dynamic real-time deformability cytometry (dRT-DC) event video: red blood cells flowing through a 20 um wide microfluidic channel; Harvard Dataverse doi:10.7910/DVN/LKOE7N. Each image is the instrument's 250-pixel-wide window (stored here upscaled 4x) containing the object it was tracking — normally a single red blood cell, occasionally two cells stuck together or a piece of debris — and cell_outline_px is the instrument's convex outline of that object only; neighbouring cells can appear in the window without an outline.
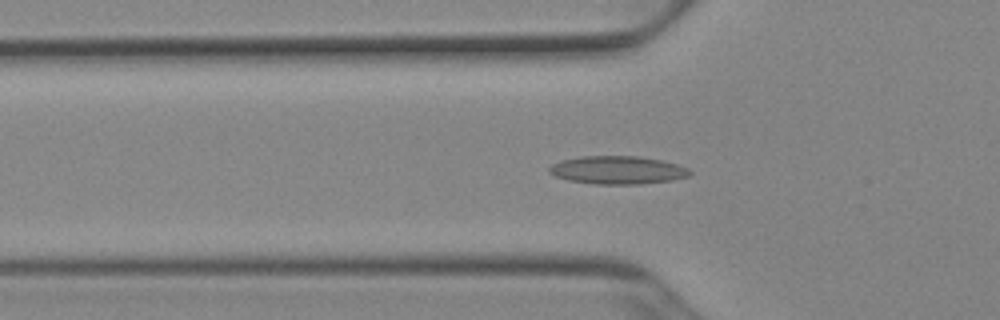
{"species": "Egyptian fruit bat (a non-hibernating species)", "species_latin": "Rousettus aegyptiacus", "temperature_condition": "cold", "stored_images_in_passage": 46, "segment_of_instrument_passage": [1, 2], "camera_frame_rate_fps": 3000, "um_per_image_px": 0.085, "animal": {"sex": "female"}, "frame": {"image": 1, "passage_image": 11, "time_ms": 3.333, "image_size_px": [1000, 320], "cell_outline_px": [[692, 172], [688, 176], [672, 180], [640, 184], [592, 184], [568, 180], [556, 176], [548, 172], [548, 168], [552, 164], [560, 160], [580, 156], [636, 156], [664, 160], [688, 168]], "centroid_in_image_um": [52.48, 14.45], "position_along_channel_um": 73.3, "area_um2": 23.12}}
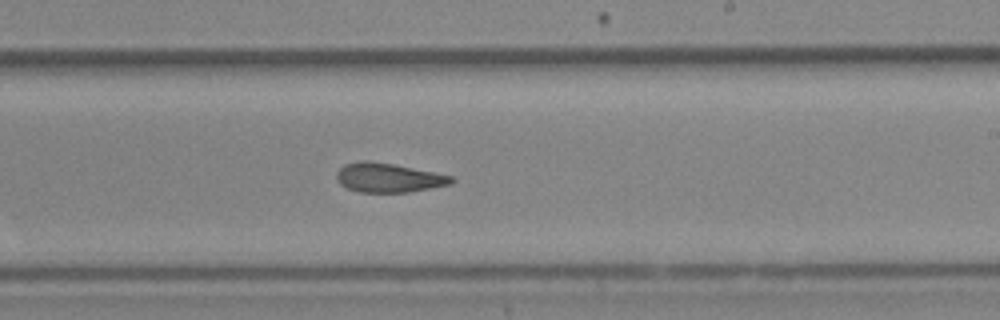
{"frame": {"image": 2, "passage_image": 25, "time_ms": 8.0, "image_size_px": [1000, 320], "cell_outline_px": [[456, 180], [452, 184], [408, 192], [360, 192], [348, 188], [340, 184], [336, 180], [336, 172], [344, 164], [364, 160], [392, 164], [452, 176]], "centroid_in_image_um": [33.0, 15.11], "position_along_channel_um": 256.0, "area_um2": 19.36}}
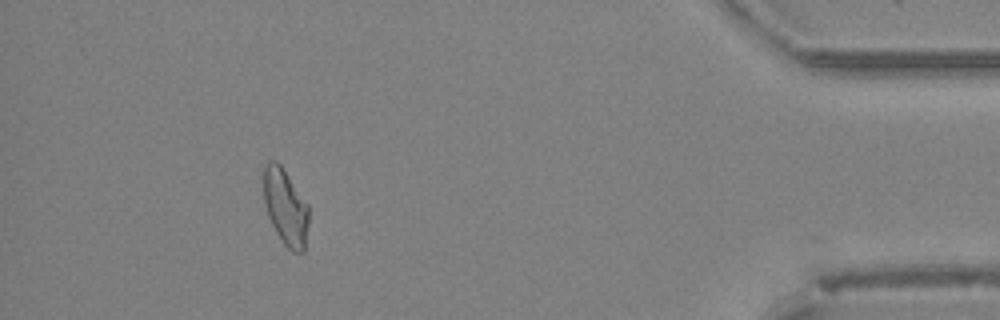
{"frame": {"image": 3, "passage_image": 41, "time_ms": 13.333, "image_size_px": [1000, 320], "cell_outline_px": [[308, 224], [304, 252], [292, 252], [284, 244], [276, 232], [268, 216], [264, 200], [264, 168], [268, 160], [276, 160], [280, 164], [308, 204]], "centroid_in_image_um": [24.27, 17.6], "position_along_channel_um": 410.9, "area_um2": 19.88}}